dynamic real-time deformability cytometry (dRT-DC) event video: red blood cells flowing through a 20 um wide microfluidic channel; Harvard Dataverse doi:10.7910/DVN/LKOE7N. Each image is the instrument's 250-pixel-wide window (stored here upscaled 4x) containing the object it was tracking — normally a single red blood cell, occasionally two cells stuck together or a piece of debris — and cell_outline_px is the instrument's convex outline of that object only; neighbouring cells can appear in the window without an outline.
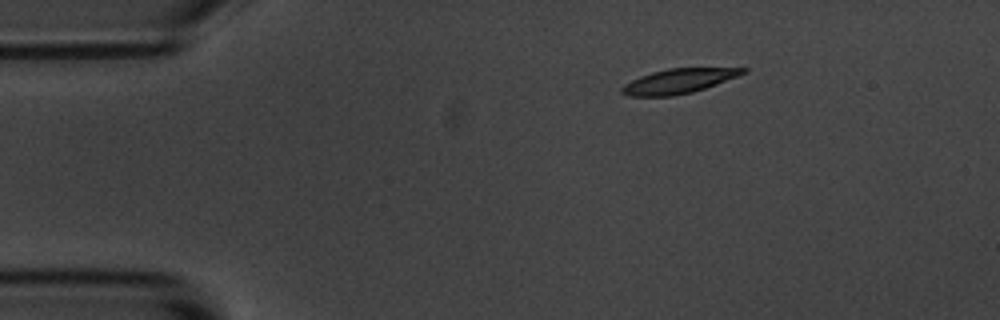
{"species": "common noctule bat (a hibernating species)", "species_latin": "Nyctalus noctula", "temperature_condition": "room temperature", "stored_images_in_passage": 4, "camera_frame_rate_fps": 3000, "um_per_image_px": 0.085, "animal": {"sex": "male", "body_mass_g": 20.1, "forearm_length_mm": 53.5}, "frame": {"image": 1, "passage_image": 2, "time_ms": 2.0, "image_size_px": [1000, 320], "cell_outline_px": [[748, 72], [704, 88], [692, 92], [672, 96], [628, 96], [620, 92], [620, 88], [624, 84], [640, 76], [652, 72], [668, 68], [748, 68]], "centroid_in_image_um": [57.64, 6.89], "position_along_channel_um": 27.4, "area_um2": 17.22}}
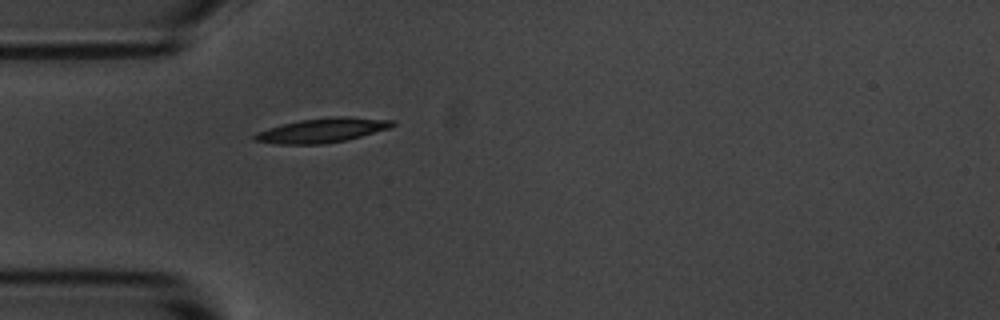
{"frame": {"image": 2, "passage_image": 4, "time_ms": 4.333, "image_size_px": [1000, 320], "cell_outline_px": [[396, 124], [392, 128], [344, 140], [324, 144], [276, 144], [252, 140], [252, 136], [256, 132], [268, 128], [300, 120], [332, 116], [348, 116], [396, 120]], "centroid_in_image_um": [27.42, 11.07], "position_along_channel_um": 57.6, "area_um2": 19.77}}